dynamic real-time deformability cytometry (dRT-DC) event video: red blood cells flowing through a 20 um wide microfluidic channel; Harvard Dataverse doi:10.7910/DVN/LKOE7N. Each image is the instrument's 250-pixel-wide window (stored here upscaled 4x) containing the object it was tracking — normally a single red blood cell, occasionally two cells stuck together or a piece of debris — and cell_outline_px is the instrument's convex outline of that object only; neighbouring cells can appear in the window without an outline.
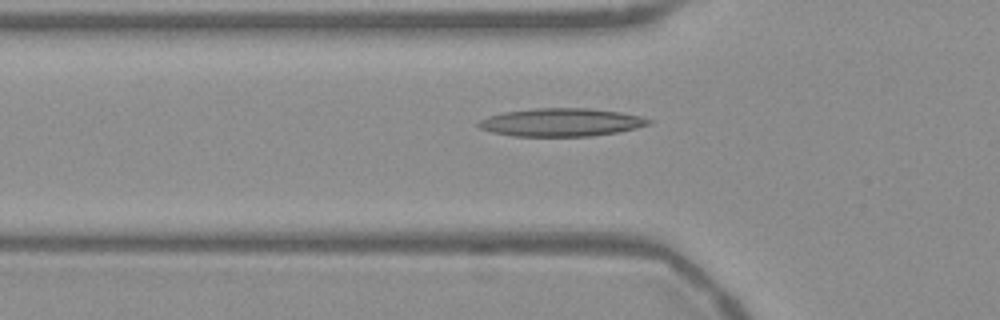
{"species": "Egyptian fruit bat (a non-hibernating species)", "species_latin": "Rousettus aegyptiacus", "temperature_condition": "warm", "stored_images_in_passage": 53, "camera_frame_rate_fps": 3000, "um_per_image_px": 0.085, "frame": {"image": 1, "passage_image": 17, "time_ms": 5.333, "image_size_px": [1000, 320], "cell_outline_px": [[652, 124], [636, 128], [616, 132], [592, 136], [512, 136], [492, 132], [480, 128], [476, 124], [480, 120], [488, 116], [504, 112], [532, 108], [588, 108], [620, 112], [640, 116], [652, 120]], "centroid_in_image_um": [47.7, 10.39], "position_along_channel_um": 78.1, "area_um2": 27.86}}
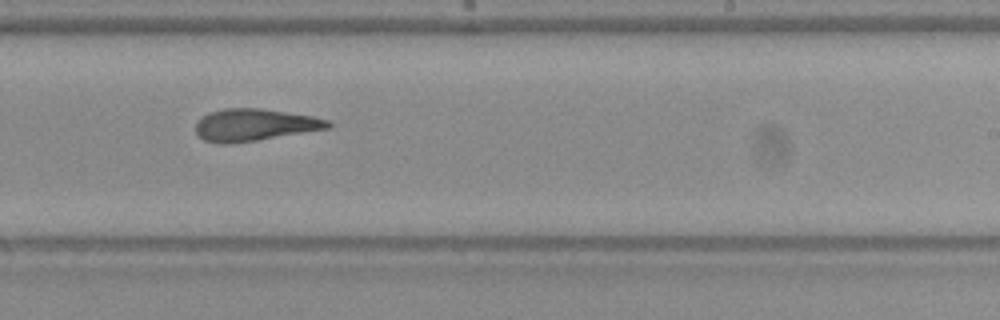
{"frame": {"image": 2, "passage_image": 32, "time_ms": 10.333, "image_size_px": [1000, 320], "cell_outline_px": [[332, 124], [328, 128], [232, 144], [220, 144], [204, 140], [196, 132], [196, 124], [208, 112], [224, 108], [260, 108], [312, 116], [328, 120]], "centroid_in_image_um": [21.6, 10.61], "position_along_channel_um": 267.4, "area_um2": 24.45}}
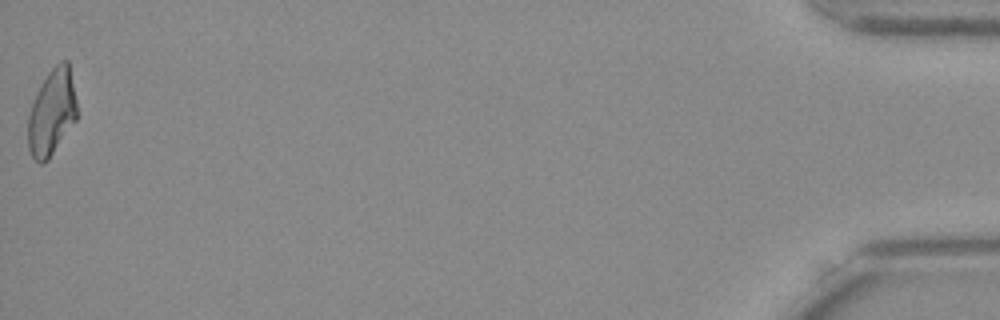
{"frame": {"image": 3, "passage_image": 53, "time_ms": 17.333, "image_size_px": [1000, 320], "cell_outline_px": [[76, 120], [48, 160], [44, 164], [40, 164], [32, 156], [28, 148], [28, 116], [32, 104], [48, 72], [60, 60], [68, 60], [76, 100]], "centroid_in_image_um": [4.4, 9.57], "position_along_channel_um": 430.8, "area_um2": 24.22}, "authors_computed_cell_mechanics": {"area_um2": 25.2586, "velocity_mm_per_s": 3.7598, "shape_relaxation_time_tau1_ms": null, "shape_relaxation_time_tau2_ms": 3.4779, "deformation_change_tau1": null, "deformation_change_tau2": 0.1382}}